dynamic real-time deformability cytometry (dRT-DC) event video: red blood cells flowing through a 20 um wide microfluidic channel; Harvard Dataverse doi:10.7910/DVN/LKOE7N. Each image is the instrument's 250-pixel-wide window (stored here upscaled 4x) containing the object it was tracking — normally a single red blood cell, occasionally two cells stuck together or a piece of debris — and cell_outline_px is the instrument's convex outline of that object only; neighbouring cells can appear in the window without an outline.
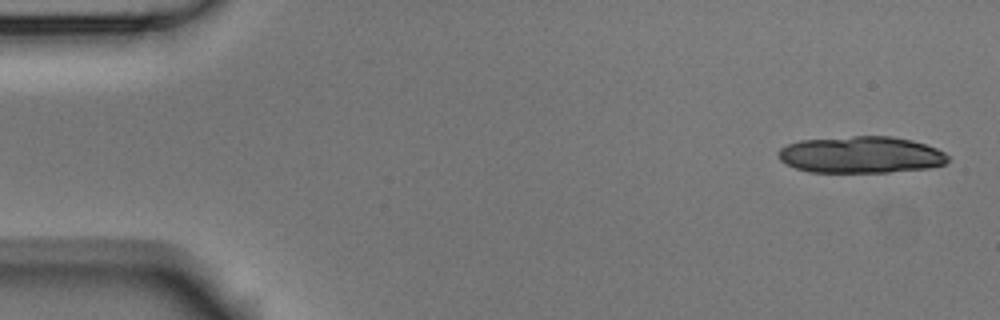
{"species": "Egyptian fruit bat (a non-hibernating species)", "species_latin": "Rousettus aegyptiacus", "temperature_condition": "room temperature", "stored_images_in_passage": 7, "camera_frame_rate_fps": 3000, "um_per_image_px": 0.085, "animal": {"sex": "male"}, "frame": {"image": 1, "passage_image": 1, "time_ms": 0.0, "image_size_px": [1000, 320], "cell_outline_px": [[952, 156], [944, 164], [928, 168], [888, 172], [812, 172], [796, 168], [780, 160], [780, 148], [788, 144], [800, 140], [852, 136], [892, 136], [912, 140], [936, 148]], "centroid_in_image_um": [73.22, 13.15], "position_along_channel_um": 11.8, "area_um2": 36.24}}
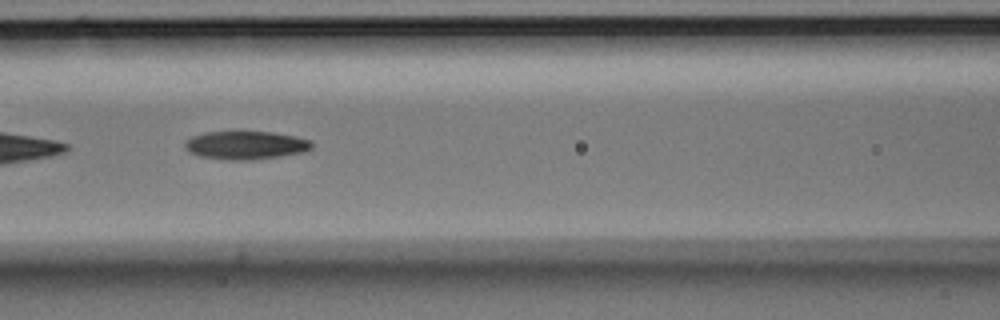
{"frame": {"image": 2, "passage_image": 6, "time_ms": 1.667, "image_size_px": [1000, 320], "cell_outline_px": [[312, 148], [304, 152], [280, 156], [252, 160], [228, 160], [200, 156], [184, 148], [184, 144], [192, 136], [204, 132], [272, 132], [296, 136], [308, 140], [312, 144]], "centroid_in_image_um": [20.89, 12.34], "position_along_channel_um": 145.7, "area_um2": 20.75}}
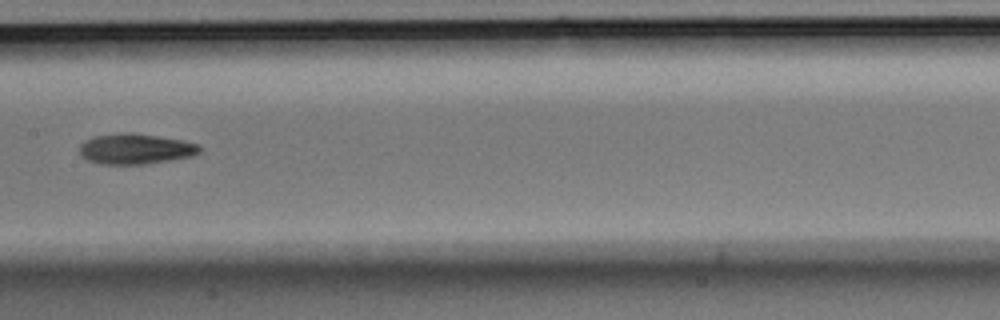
{"frame": {"image": 3, "passage_image": 7, "time_ms": 2.0, "image_size_px": [1000, 320], "cell_outline_px": [[200, 152], [192, 156], [144, 164], [104, 164], [88, 160], [80, 152], [80, 144], [84, 140], [96, 136], [120, 132], [132, 132], [180, 140], [200, 144]], "centroid_in_image_um": [11.51, 12.64], "position_along_channel_um": 195.9, "area_um2": 21.1}}